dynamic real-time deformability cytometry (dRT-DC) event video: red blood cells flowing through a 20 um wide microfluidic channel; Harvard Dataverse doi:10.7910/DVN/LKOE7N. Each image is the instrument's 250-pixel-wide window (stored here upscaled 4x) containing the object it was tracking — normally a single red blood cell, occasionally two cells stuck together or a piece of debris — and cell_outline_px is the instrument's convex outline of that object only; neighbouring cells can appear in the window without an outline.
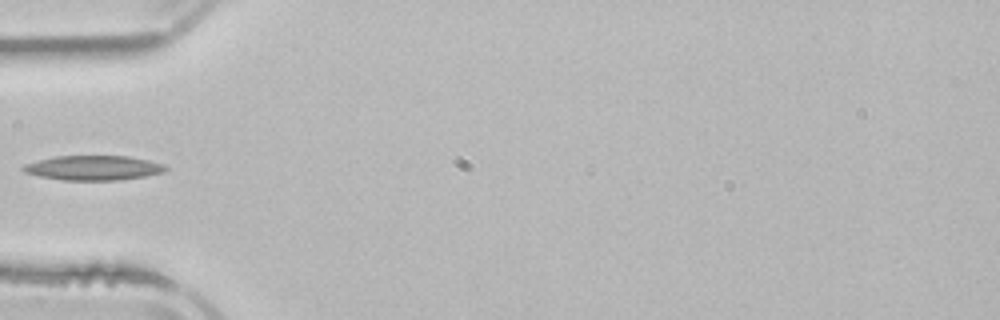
{"species": "common noctule bat (a hibernating species)", "species_latin": "Nyctalus noctula", "temperature_condition": "room temperature", "stored_images_in_passage": 3, "camera_frame_rate_fps": 3000, "um_per_image_px": 0.085, "animal": {"sex": "male", "body_mass_g": 21.5, "forearm_length_mm": 52.0}, "frame": {"image": 1, "passage_image": 3, "time_ms": 3.0, "image_size_px": [1000, 320], "cell_outline_px": [[168, 168], [164, 172], [144, 176], [120, 180], [60, 180], [40, 176], [24, 172], [20, 168], [24, 164], [56, 156], [128, 156], [148, 160], [164, 164]], "centroid_in_image_um": [7.94, 14.27], "position_along_channel_um": 77.1, "area_um2": 20.4}}